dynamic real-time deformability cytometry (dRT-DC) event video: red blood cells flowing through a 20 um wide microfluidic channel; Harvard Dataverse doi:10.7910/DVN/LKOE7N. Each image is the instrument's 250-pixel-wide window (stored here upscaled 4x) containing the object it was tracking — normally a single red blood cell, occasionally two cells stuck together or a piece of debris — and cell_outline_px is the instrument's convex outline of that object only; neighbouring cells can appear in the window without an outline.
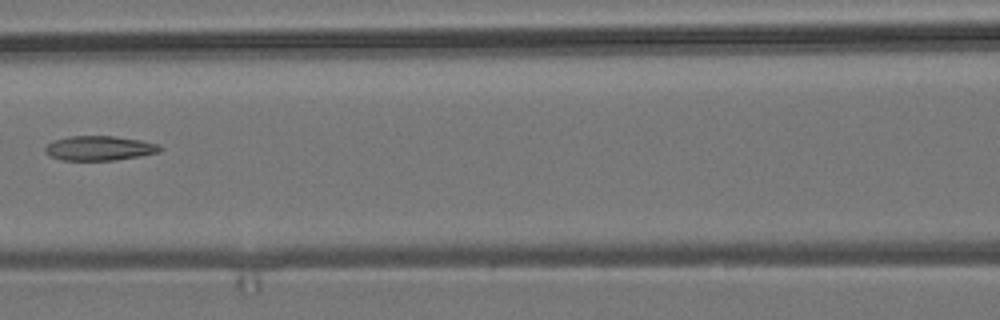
{"species": "common noctule bat (a hibernating species)", "species_latin": "Nyctalus noctula", "temperature_condition": "room temperature", "stored_images_in_passage": 7, "camera_frame_rate_fps": 3000, "um_per_image_px": 0.085, "animal": {"sex": "male", "body_mass_g": 19.2, "forearm_length_mm": 51.8}, "frame": {"image": 1, "passage_image": 7, "time_ms": 7.0, "image_size_px": [1000, 320], "cell_outline_px": [[164, 148], [160, 152], [140, 156], [116, 160], [60, 160], [44, 152], [44, 148], [52, 140], [68, 136], [112, 136], [140, 140], [160, 144]], "centroid_in_image_um": [8.46, 12.59], "position_along_channel_um": 158.1, "area_um2": 16.59}}